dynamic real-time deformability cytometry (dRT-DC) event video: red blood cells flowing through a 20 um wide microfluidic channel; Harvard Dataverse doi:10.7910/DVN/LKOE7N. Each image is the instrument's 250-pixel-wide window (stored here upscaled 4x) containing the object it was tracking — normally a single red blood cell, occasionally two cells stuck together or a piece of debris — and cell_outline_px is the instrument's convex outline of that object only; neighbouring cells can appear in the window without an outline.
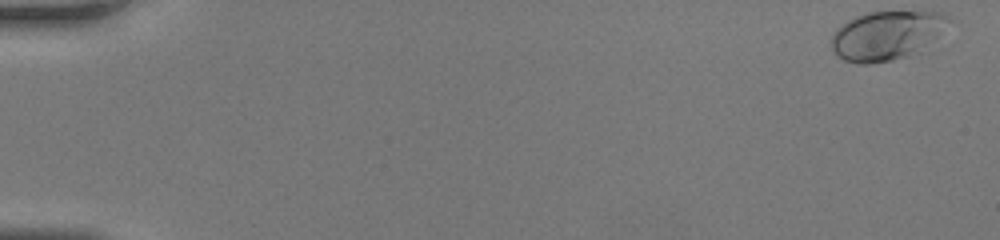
{"species": "human", "species_latin": "Homo sapiens", "temperature_condition": "room temperature", "stored_images_in_passage": 46, "camera_frame_rate_fps": 3000, "um_per_image_px": 0.085, "donor": {"sex": "female"}, "frame": {"image": 1, "passage_image": 1, "time_ms": 0.0, "image_size_px": [1000, 240], "cell_outline_px": [[944, 16], [908, 56], [892, 60], [868, 64], [860, 64], [844, 60], [832, 48], [832, 36], [836, 28], [848, 20], [856, 16], [868, 12], [940, 12]], "centroid_in_image_um": [75.01, 3.02], "position_along_channel_um": 10.0, "area_um2": 30.46}}
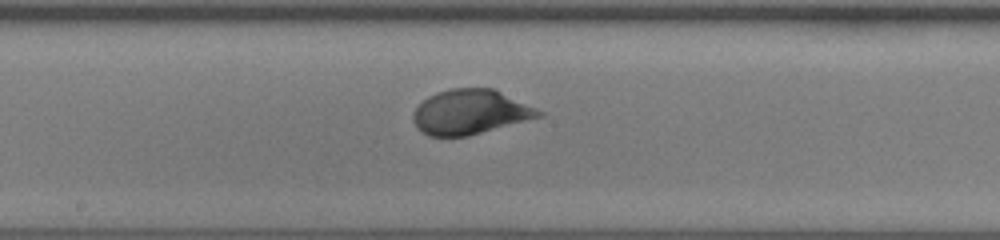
{"frame": {"image": 2, "passage_image": 26, "time_ms": 8.333, "image_size_px": [1000, 240], "cell_outline_px": [[544, 116], [468, 136], [428, 136], [416, 128], [412, 120], [412, 112], [428, 96], [436, 92], [452, 88], [496, 88], [544, 112]], "centroid_in_image_um": [39.97, 9.52], "position_along_channel_um": 208.2, "area_um2": 33.0}}
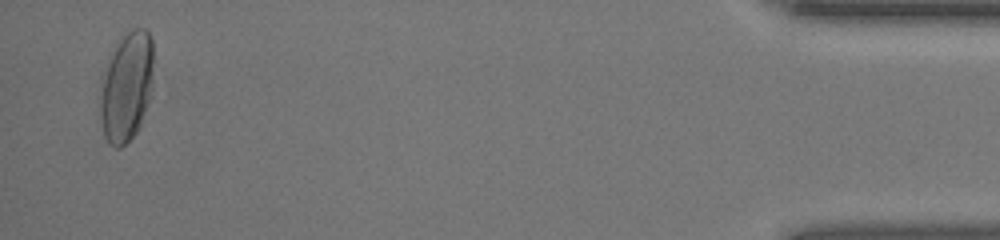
{"frame": {"image": 3, "passage_image": 45, "time_ms": 14.667, "image_size_px": [1000, 240], "cell_outline_px": [[152, 80], [148, 104], [140, 124], [136, 132], [120, 148], [116, 148], [108, 144], [104, 136], [100, 120], [100, 104], [104, 72], [116, 44], [120, 36], [132, 28], [144, 28], [148, 32], [152, 40]], "centroid_in_image_um": [10.75, 7.37], "position_along_channel_um": 424.4, "area_um2": 33.76}}